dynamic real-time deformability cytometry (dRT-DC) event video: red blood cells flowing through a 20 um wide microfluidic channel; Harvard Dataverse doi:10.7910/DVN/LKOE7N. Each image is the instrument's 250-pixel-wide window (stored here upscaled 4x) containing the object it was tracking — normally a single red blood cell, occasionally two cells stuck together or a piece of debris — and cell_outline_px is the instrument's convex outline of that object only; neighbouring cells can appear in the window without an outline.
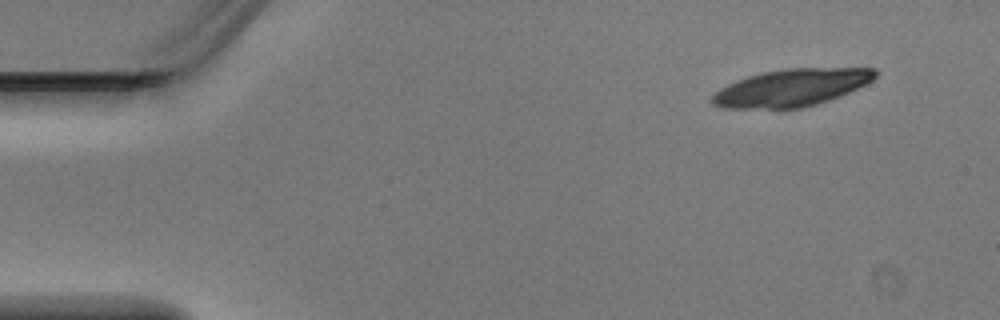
{"species": "Egyptian fruit bat (a non-hibernating species)", "species_latin": "Rousettus aegyptiacus", "temperature_condition": "warm", "stored_images_in_passage": 4, "camera_frame_rate_fps": 3000, "um_per_image_px": 0.085, "animal": {"sex": "male"}, "frame": {"image": 1, "passage_image": 1, "time_ms": 0.0, "image_size_px": [1000, 320], "cell_outline_px": [[876, 76], [872, 80], [848, 92], [828, 100], [816, 104], [800, 108], [720, 108], [712, 104], [708, 100], [720, 88], [736, 80], [760, 72], [788, 68], [876, 68]], "centroid_in_image_um": [67.21, 7.45], "position_along_channel_um": 17.8, "area_um2": 35.2}}